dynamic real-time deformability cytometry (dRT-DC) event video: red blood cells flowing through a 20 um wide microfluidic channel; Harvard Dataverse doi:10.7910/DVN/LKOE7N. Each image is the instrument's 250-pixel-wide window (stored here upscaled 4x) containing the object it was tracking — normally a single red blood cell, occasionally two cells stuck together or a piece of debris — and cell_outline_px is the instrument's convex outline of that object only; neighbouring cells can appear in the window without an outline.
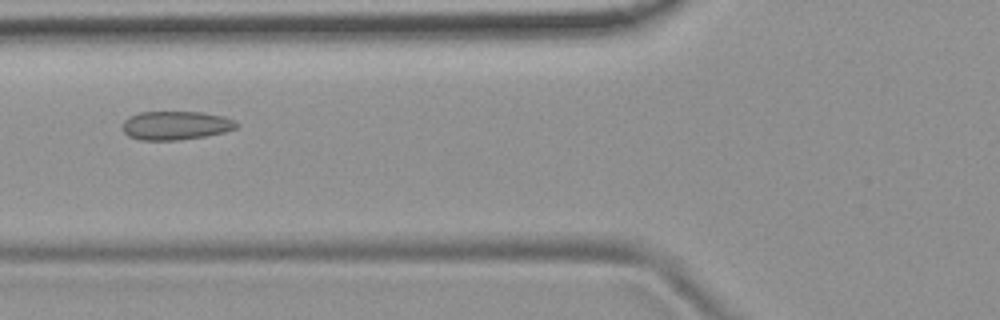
{"species": "common noctule bat (a hibernating species)", "species_latin": "Nyctalus noctula", "temperature_condition": "room temperature", "stored_images_in_passage": 45, "camera_frame_rate_fps": 3000, "um_per_image_px": 0.085, "animal": {"sex": "female", "body_mass_g": 19.9}, "frame": {"image": 1, "passage_image": 13, "time_ms": 4.0, "image_size_px": [1000, 320], "cell_outline_px": [[240, 124], [236, 128], [224, 132], [204, 136], [176, 140], [140, 140], [128, 136], [124, 132], [124, 120], [128, 116], [140, 112], [204, 112], [224, 116]], "centroid_in_image_um": [14.94, 10.65], "position_along_channel_um": 110.9, "area_um2": 19.02}}
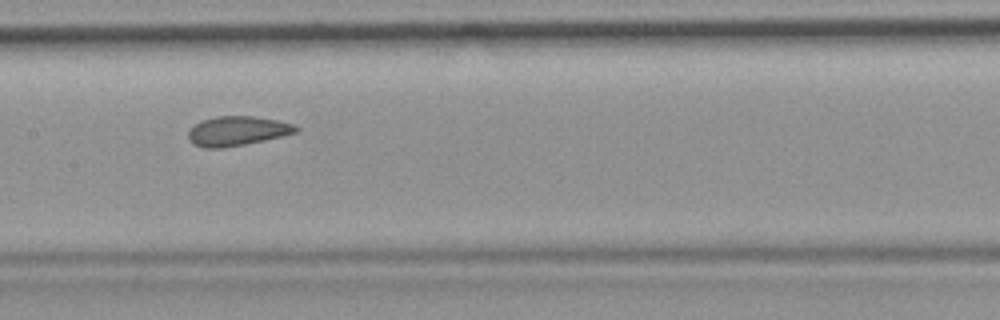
{"frame": {"image": 2, "passage_image": 19, "time_ms": 6.0, "image_size_px": [1000, 320], "cell_outline_px": [[300, 128], [296, 132], [264, 140], [224, 148], [204, 148], [192, 144], [188, 140], [188, 128], [200, 120], [216, 116], [256, 116], [296, 124]], "centroid_in_image_um": [20.11, 11.13], "position_along_channel_um": 187.3, "area_um2": 18.73}}
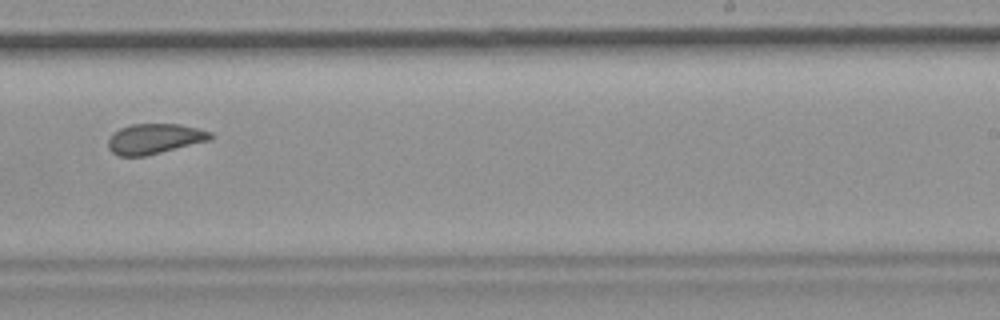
{"frame": {"image": 3, "passage_image": 26, "time_ms": 8.333, "image_size_px": [1000, 320], "cell_outline_px": [[212, 140], [144, 156], [120, 156], [112, 152], [108, 148], [108, 140], [120, 128], [132, 124], [180, 124], [212, 132]], "centroid_in_image_um": [13.16, 11.8], "position_along_channel_um": 275.8, "area_um2": 17.86}, "authors_computed_cell_mechanics": {"area_um2": 18.9006, "velocity_mm_per_s": 3.8177, "shape_relaxation_time_tau1_ms": null, "shape_relaxation_time_tau2_ms": 1.466, "deformation_change_tau1": null, "deformation_change_tau2": 0.0796}}